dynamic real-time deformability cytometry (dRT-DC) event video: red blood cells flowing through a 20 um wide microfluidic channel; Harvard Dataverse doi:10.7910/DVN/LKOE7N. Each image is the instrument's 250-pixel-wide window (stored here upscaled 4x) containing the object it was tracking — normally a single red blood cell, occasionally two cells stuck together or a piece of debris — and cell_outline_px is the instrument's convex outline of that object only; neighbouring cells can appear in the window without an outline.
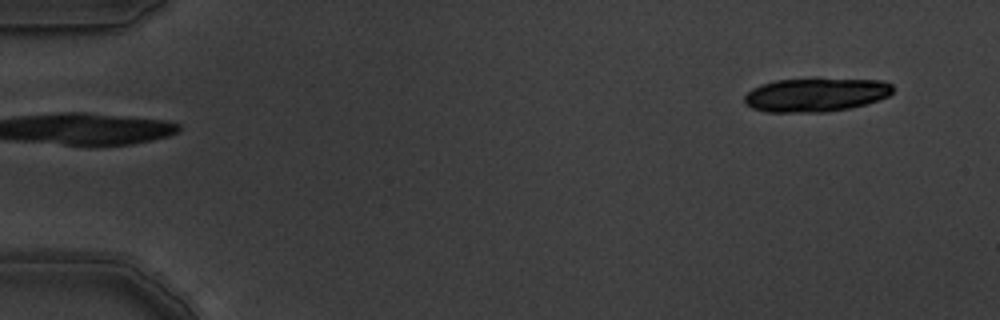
{"species": "common noctule bat (a hibernating species)", "species_latin": "Nyctalus noctula", "temperature_condition": "warm", "stored_images_in_passage": 6, "camera_frame_rate_fps": 3000, "um_per_image_px": 0.085, "animal": {"sex": "male", "body_mass_g": 19.5, "forearm_length_mm": 54.6}, "frame": {"image": 1, "passage_image": 1, "time_ms": 0.0, "image_size_px": [1000, 320], "cell_outline_px": [[892, 92], [888, 96], [864, 104], [848, 108], [824, 112], [764, 112], [752, 108], [744, 104], [744, 96], [752, 88], [760, 84], [776, 80], [816, 76], [884, 80], [892, 84]], "centroid_in_image_um": [69.32, 8.0], "position_along_channel_um": 15.7, "area_um2": 30.23}}